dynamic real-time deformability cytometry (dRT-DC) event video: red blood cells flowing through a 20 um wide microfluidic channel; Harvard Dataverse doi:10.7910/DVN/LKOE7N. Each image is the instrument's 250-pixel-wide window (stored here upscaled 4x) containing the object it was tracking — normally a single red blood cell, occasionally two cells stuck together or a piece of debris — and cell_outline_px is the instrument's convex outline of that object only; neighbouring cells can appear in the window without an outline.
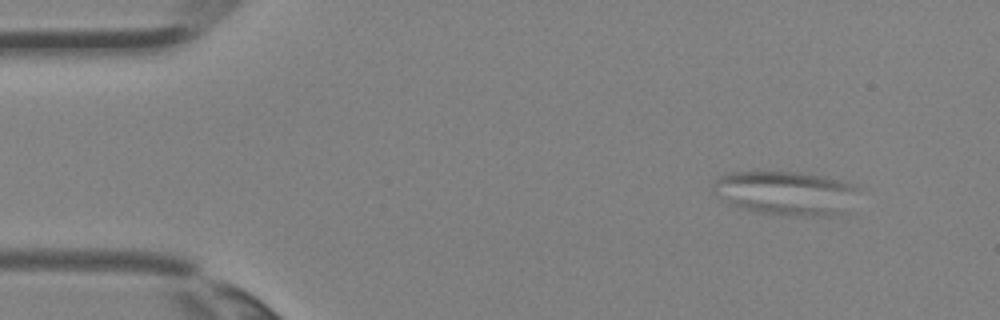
{"species": "Egyptian fruit bat (a non-hibernating species)", "species_latin": "Rousettus aegyptiacus", "temperature_condition": "room temperature", "stored_images_in_passage": 4, "camera_frame_rate_fps": 3000, "um_per_image_px": 0.085, "animal": {"sex": "female"}, "frame": {"image": 1, "passage_image": 4, "time_ms": 1.0, "image_size_px": [1000, 320], "cell_outline_px": [[860, 188], [840, 212], [828, 216], [808, 216], [756, 212], [732, 204], [716, 196], [712, 184], [720, 176], [728, 172], [800, 172], [824, 176], [856, 184]], "centroid_in_image_um": [66.75, 16.38], "position_along_channel_um": 18.3, "area_um2": 36.65}}